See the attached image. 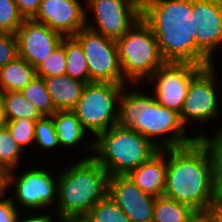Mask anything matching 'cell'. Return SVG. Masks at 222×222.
<instances>
[{
  "label": "cell",
  "mask_w": 222,
  "mask_h": 222,
  "mask_svg": "<svg viewBox=\"0 0 222 222\" xmlns=\"http://www.w3.org/2000/svg\"><path fill=\"white\" fill-rule=\"evenodd\" d=\"M166 165L163 195L206 216L218 194L210 147L203 139H197L184 147L166 149Z\"/></svg>",
  "instance_id": "6da1fadb"
},
{
  "label": "cell",
  "mask_w": 222,
  "mask_h": 222,
  "mask_svg": "<svg viewBox=\"0 0 222 222\" xmlns=\"http://www.w3.org/2000/svg\"><path fill=\"white\" fill-rule=\"evenodd\" d=\"M193 0H141V18L155 34L166 62L196 64Z\"/></svg>",
  "instance_id": "7a4b0ae2"
},
{
  "label": "cell",
  "mask_w": 222,
  "mask_h": 222,
  "mask_svg": "<svg viewBox=\"0 0 222 222\" xmlns=\"http://www.w3.org/2000/svg\"><path fill=\"white\" fill-rule=\"evenodd\" d=\"M122 90L119 103V122L153 142L159 149L180 148L194 143L197 136L188 137L180 114L160 105L153 95ZM165 140L153 141L155 137L169 135ZM159 142V143H158Z\"/></svg>",
  "instance_id": "3957f363"
},
{
  "label": "cell",
  "mask_w": 222,
  "mask_h": 222,
  "mask_svg": "<svg viewBox=\"0 0 222 222\" xmlns=\"http://www.w3.org/2000/svg\"><path fill=\"white\" fill-rule=\"evenodd\" d=\"M60 174L57 177V217L86 216L107 195L108 173L92 155L68 166Z\"/></svg>",
  "instance_id": "277c9868"
},
{
  "label": "cell",
  "mask_w": 222,
  "mask_h": 222,
  "mask_svg": "<svg viewBox=\"0 0 222 222\" xmlns=\"http://www.w3.org/2000/svg\"><path fill=\"white\" fill-rule=\"evenodd\" d=\"M96 139L86 144V149L97 153L93 158L108 176L128 175L160 150L142 134L119 124L100 133Z\"/></svg>",
  "instance_id": "5b68a950"
},
{
  "label": "cell",
  "mask_w": 222,
  "mask_h": 222,
  "mask_svg": "<svg viewBox=\"0 0 222 222\" xmlns=\"http://www.w3.org/2000/svg\"><path fill=\"white\" fill-rule=\"evenodd\" d=\"M119 62L124 79L130 83L148 81L166 61L163 59L155 34L140 18L116 40Z\"/></svg>",
  "instance_id": "8992f818"
},
{
  "label": "cell",
  "mask_w": 222,
  "mask_h": 222,
  "mask_svg": "<svg viewBox=\"0 0 222 222\" xmlns=\"http://www.w3.org/2000/svg\"><path fill=\"white\" fill-rule=\"evenodd\" d=\"M125 87L127 86L111 82H89L71 111L84 128L97 137L118 124L119 101Z\"/></svg>",
  "instance_id": "52a82bcc"
},
{
  "label": "cell",
  "mask_w": 222,
  "mask_h": 222,
  "mask_svg": "<svg viewBox=\"0 0 222 222\" xmlns=\"http://www.w3.org/2000/svg\"><path fill=\"white\" fill-rule=\"evenodd\" d=\"M83 49L89 71L90 82H111L125 85L119 62L116 40L97 33L88 27L73 36Z\"/></svg>",
  "instance_id": "ba28073f"
},
{
  "label": "cell",
  "mask_w": 222,
  "mask_h": 222,
  "mask_svg": "<svg viewBox=\"0 0 222 222\" xmlns=\"http://www.w3.org/2000/svg\"><path fill=\"white\" fill-rule=\"evenodd\" d=\"M85 4L93 12L97 25L87 22L86 13V27L114 40L141 18V0H86Z\"/></svg>",
  "instance_id": "9c48e42d"
},
{
  "label": "cell",
  "mask_w": 222,
  "mask_h": 222,
  "mask_svg": "<svg viewBox=\"0 0 222 222\" xmlns=\"http://www.w3.org/2000/svg\"><path fill=\"white\" fill-rule=\"evenodd\" d=\"M196 65H213L214 52L222 46V0H193Z\"/></svg>",
  "instance_id": "30bf717a"
},
{
  "label": "cell",
  "mask_w": 222,
  "mask_h": 222,
  "mask_svg": "<svg viewBox=\"0 0 222 222\" xmlns=\"http://www.w3.org/2000/svg\"><path fill=\"white\" fill-rule=\"evenodd\" d=\"M204 68L189 62H165L148 79L155 81V100L166 108L181 112L191 80Z\"/></svg>",
  "instance_id": "8fae6325"
},
{
  "label": "cell",
  "mask_w": 222,
  "mask_h": 222,
  "mask_svg": "<svg viewBox=\"0 0 222 222\" xmlns=\"http://www.w3.org/2000/svg\"><path fill=\"white\" fill-rule=\"evenodd\" d=\"M14 170L6 172L7 189L12 184L15 186V201L13 203L18 207H27L29 209H41L45 206L57 203L58 180L52 177L47 171L40 168L30 169L18 177L13 174ZM17 197V198H16ZM17 202V203H16Z\"/></svg>",
  "instance_id": "7c38bea8"
},
{
  "label": "cell",
  "mask_w": 222,
  "mask_h": 222,
  "mask_svg": "<svg viewBox=\"0 0 222 222\" xmlns=\"http://www.w3.org/2000/svg\"><path fill=\"white\" fill-rule=\"evenodd\" d=\"M214 64L204 67L190 82L180 119L185 126L189 120L199 123L216 119L219 113L216 95V74Z\"/></svg>",
  "instance_id": "4fadbf2b"
},
{
  "label": "cell",
  "mask_w": 222,
  "mask_h": 222,
  "mask_svg": "<svg viewBox=\"0 0 222 222\" xmlns=\"http://www.w3.org/2000/svg\"><path fill=\"white\" fill-rule=\"evenodd\" d=\"M107 194L132 222H152L156 197L143 192L128 175L109 176Z\"/></svg>",
  "instance_id": "5bb4252c"
},
{
  "label": "cell",
  "mask_w": 222,
  "mask_h": 222,
  "mask_svg": "<svg viewBox=\"0 0 222 222\" xmlns=\"http://www.w3.org/2000/svg\"><path fill=\"white\" fill-rule=\"evenodd\" d=\"M18 56L36 68L48 58L63 36L47 25L33 19H25L16 32Z\"/></svg>",
  "instance_id": "9a60e30c"
},
{
  "label": "cell",
  "mask_w": 222,
  "mask_h": 222,
  "mask_svg": "<svg viewBox=\"0 0 222 222\" xmlns=\"http://www.w3.org/2000/svg\"><path fill=\"white\" fill-rule=\"evenodd\" d=\"M79 0H41L33 20L47 25L63 37L74 36L86 26V11Z\"/></svg>",
  "instance_id": "2e32d148"
},
{
  "label": "cell",
  "mask_w": 222,
  "mask_h": 222,
  "mask_svg": "<svg viewBox=\"0 0 222 222\" xmlns=\"http://www.w3.org/2000/svg\"><path fill=\"white\" fill-rule=\"evenodd\" d=\"M166 172V149H160L128 176L143 192L158 197L163 196L165 190Z\"/></svg>",
  "instance_id": "e0dca14e"
},
{
  "label": "cell",
  "mask_w": 222,
  "mask_h": 222,
  "mask_svg": "<svg viewBox=\"0 0 222 222\" xmlns=\"http://www.w3.org/2000/svg\"><path fill=\"white\" fill-rule=\"evenodd\" d=\"M47 92L57 110H72L81 97L86 83L67 74L44 78Z\"/></svg>",
  "instance_id": "ac0fdd59"
},
{
  "label": "cell",
  "mask_w": 222,
  "mask_h": 222,
  "mask_svg": "<svg viewBox=\"0 0 222 222\" xmlns=\"http://www.w3.org/2000/svg\"><path fill=\"white\" fill-rule=\"evenodd\" d=\"M36 77V68L18 56L0 69V92L21 91Z\"/></svg>",
  "instance_id": "d6986e66"
},
{
  "label": "cell",
  "mask_w": 222,
  "mask_h": 222,
  "mask_svg": "<svg viewBox=\"0 0 222 222\" xmlns=\"http://www.w3.org/2000/svg\"><path fill=\"white\" fill-rule=\"evenodd\" d=\"M3 121L21 118L39 120L43 115L34 104L28 101L20 91L0 92Z\"/></svg>",
  "instance_id": "ffe728a7"
},
{
  "label": "cell",
  "mask_w": 222,
  "mask_h": 222,
  "mask_svg": "<svg viewBox=\"0 0 222 222\" xmlns=\"http://www.w3.org/2000/svg\"><path fill=\"white\" fill-rule=\"evenodd\" d=\"M200 215L190 206L166 196L155 198L152 222H195Z\"/></svg>",
  "instance_id": "44dd1931"
},
{
  "label": "cell",
  "mask_w": 222,
  "mask_h": 222,
  "mask_svg": "<svg viewBox=\"0 0 222 222\" xmlns=\"http://www.w3.org/2000/svg\"><path fill=\"white\" fill-rule=\"evenodd\" d=\"M51 117L60 146H75L88 132L71 110H57Z\"/></svg>",
  "instance_id": "7402d4cb"
},
{
  "label": "cell",
  "mask_w": 222,
  "mask_h": 222,
  "mask_svg": "<svg viewBox=\"0 0 222 222\" xmlns=\"http://www.w3.org/2000/svg\"><path fill=\"white\" fill-rule=\"evenodd\" d=\"M66 74L84 83L90 82L87 60L81 44L73 37H65Z\"/></svg>",
  "instance_id": "603a6c76"
},
{
  "label": "cell",
  "mask_w": 222,
  "mask_h": 222,
  "mask_svg": "<svg viewBox=\"0 0 222 222\" xmlns=\"http://www.w3.org/2000/svg\"><path fill=\"white\" fill-rule=\"evenodd\" d=\"M20 92L43 116H51L57 111L47 92L44 78L37 76Z\"/></svg>",
  "instance_id": "cb8c5ba5"
},
{
  "label": "cell",
  "mask_w": 222,
  "mask_h": 222,
  "mask_svg": "<svg viewBox=\"0 0 222 222\" xmlns=\"http://www.w3.org/2000/svg\"><path fill=\"white\" fill-rule=\"evenodd\" d=\"M91 222H132L107 194L86 215Z\"/></svg>",
  "instance_id": "d4e9b609"
},
{
  "label": "cell",
  "mask_w": 222,
  "mask_h": 222,
  "mask_svg": "<svg viewBox=\"0 0 222 222\" xmlns=\"http://www.w3.org/2000/svg\"><path fill=\"white\" fill-rule=\"evenodd\" d=\"M22 149L12 138L8 129L0 127V172L14 170L19 165Z\"/></svg>",
  "instance_id": "484cf974"
},
{
  "label": "cell",
  "mask_w": 222,
  "mask_h": 222,
  "mask_svg": "<svg viewBox=\"0 0 222 222\" xmlns=\"http://www.w3.org/2000/svg\"><path fill=\"white\" fill-rule=\"evenodd\" d=\"M37 76L46 78L66 74L65 37L52 53L36 67Z\"/></svg>",
  "instance_id": "4316f807"
},
{
  "label": "cell",
  "mask_w": 222,
  "mask_h": 222,
  "mask_svg": "<svg viewBox=\"0 0 222 222\" xmlns=\"http://www.w3.org/2000/svg\"><path fill=\"white\" fill-rule=\"evenodd\" d=\"M37 120L21 118L12 121H5L4 126L10 132L12 138L23 150L27 145L34 143L35 124Z\"/></svg>",
  "instance_id": "83f0119b"
},
{
  "label": "cell",
  "mask_w": 222,
  "mask_h": 222,
  "mask_svg": "<svg viewBox=\"0 0 222 222\" xmlns=\"http://www.w3.org/2000/svg\"><path fill=\"white\" fill-rule=\"evenodd\" d=\"M24 20L14 0H0V32L16 34Z\"/></svg>",
  "instance_id": "f1b7e54d"
},
{
  "label": "cell",
  "mask_w": 222,
  "mask_h": 222,
  "mask_svg": "<svg viewBox=\"0 0 222 222\" xmlns=\"http://www.w3.org/2000/svg\"><path fill=\"white\" fill-rule=\"evenodd\" d=\"M34 143H37L44 150L60 147L51 116H43L36 121Z\"/></svg>",
  "instance_id": "f546056e"
},
{
  "label": "cell",
  "mask_w": 222,
  "mask_h": 222,
  "mask_svg": "<svg viewBox=\"0 0 222 222\" xmlns=\"http://www.w3.org/2000/svg\"><path fill=\"white\" fill-rule=\"evenodd\" d=\"M197 139H203L210 147L215 161V182L218 193H222V126L210 139L203 133H197Z\"/></svg>",
  "instance_id": "4dcf8cb0"
},
{
  "label": "cell",
  "mask_w": 222,
  "mask_h": 222,
  "mask_svg": "<svg viewBox=\"0 0 222 222\" xmlns=\"http://www.w3.org/2000/svg\"><path fill=\"white\" fill-rule=\"evenodd\" d=\"M18 57L16 34L0 32V69Z\"/></svg>",
  "instance_id": "1f68e13d"
},
{
  "label": "cell",
  "mask_w": 222,
  "mask_h": 222,
  "mask_svg": "<svg viewBox=\"0 0 222 222\" xmlns=\"http://www.w3.org/2000/svg\"><path fill=\"white\" fill-rule=\"evenodd\" d=\"M13 199H5V195L0 198V222H17V218L20 217Z\"/></svg>",
  "instance_id": "d6a6232c"
},
{
  "label": "cell",
  "mask_w": 222,
  "mask_h": 222,
  "mask_svg": "<svg viewBox=\"0 0 222 222\" xmlns=\"http://www.w3.org/2000/svg\"><path fill=\"white\" fill-rule=\"evenodd\" d=\"M25 19H32L39 10L41 0H14Z\"/></svg>",
  "instance_id": "836d02e7"
},
{
  "label": "cell",
  "mask_w": 222,
  "mask_h": 222,
  "mask_svg": "<svg viewBox=\"0 0 222 222\" xmlns=\"http://www.w3.org/2000/svg\"><path fill=\"white\" fill-rule=\"evenodd\" d=\"M206 217L211 222H222V193H218Z\"/></svg>",
  "instance_id": "e575fe53"
},
{
  "label": "cell",
  "mask_w": 222,
  "mask_h": 222,
  "mask_svg": "<svg viewBox=\"0 0 222 222\" xmlns=\"http://www.w3.org/2000/svg\"><path fill=\"white\" fill-rule=\"evenodd\" d=\"M49 214H39V215H34V217H28L27 219H22V218H17V222H53V216ZM22 219V220H21Z\"/></svg>",
  "instance_id": "d590c367"
},
{
  "label": "cell",
  "mask_w": 222,
  "mask_h": 222,
  "mask_svg": "<svg viewBox=\"0 0 222 222\" xmlns=\"http://www.w3.org/2000/svg\"><path fill=\"white\" fill-rule=\"evenodd\" d=\"M61 222H91L86 216L58 217Z\"/></svg>",
  "instance_id": "8d00e7d4"
},
{
  "label": "cell",
  "mask_w": 222,
  "mask_h": 222,
  "mask_svg": "<svg viewBox=\"0 0 222 222\" xmlns=\"http://www.w3.org/2000/svg\"><path fill=\"white\" fill-rule=\"evenodd\" d=\"M6 189V172H0V198L6 194Z\"/></svg>",
  "instance_id": "74e56055"
},
{
  "label": "cell",
  "mask_w": 222,
  "mask_h": 222,
  "mask_svg": "<svg viewBox=\"0 0 222 222\" xmlns=\"http://www.w3.org/2000/svg\"><path fill=\"white\" fill-rule=\"evenodd\" d=\"M195 222H211L206 216H200Z\"/></svg>",
  "instance_id": "f35d334b"
},
{
  "label": "cell",
  "mask_w": 222,
  "mask_h": 222,
  "mask_svg": "<svg viewBox=\"0 0 222 222\" xmlns=\"http://www.w3.org/2000/svg\"><path fill=\"white\" fill-rule=\"evenodd\" d=\"M4 125L3 117H2V108H1V102H0V127Z\"/></svg>",
  "instance_id": "ab89813d"
}]
</instances>
